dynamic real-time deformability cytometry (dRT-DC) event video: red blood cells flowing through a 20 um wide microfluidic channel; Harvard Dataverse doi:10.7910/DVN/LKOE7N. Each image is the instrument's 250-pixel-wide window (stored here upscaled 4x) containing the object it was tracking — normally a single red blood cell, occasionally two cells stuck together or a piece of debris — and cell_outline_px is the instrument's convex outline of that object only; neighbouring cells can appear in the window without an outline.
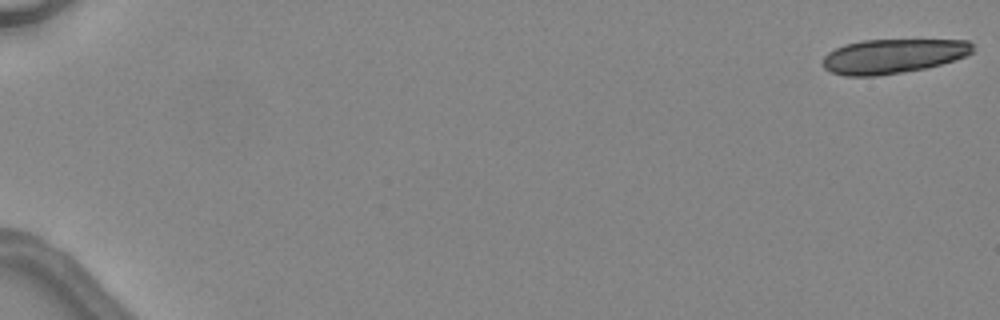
{"species": "common noctule bat (a hibernating species)", "species_latin": "Nyctalus noctula", "temperature_condition": "warm", "stored_images_in_passage": 5, "camera_frame_rate_fps": 3000, "um_per_image_px": 0.085, "animal": {"sex": "female", "body_mass_g": 24.6, "forearm_length_mm": 56.2}, "frame": {"image": 1, "passage_image": 1, "time_ms": 0.0, "image_size_px": [1000, 320], "cell_outline_px": [[976, 48], [972, 52], [956, 60], [924, 68], [876, 76], [844, 76], [832, 72], [824, 68], [824, 56], [828, 52], [844, 44], [860, 40], [968, 40]], "centroid_in_image_um": [75.9, 4.76], "position_along_channel_um": 9.1, "area_um2": 30.0}}